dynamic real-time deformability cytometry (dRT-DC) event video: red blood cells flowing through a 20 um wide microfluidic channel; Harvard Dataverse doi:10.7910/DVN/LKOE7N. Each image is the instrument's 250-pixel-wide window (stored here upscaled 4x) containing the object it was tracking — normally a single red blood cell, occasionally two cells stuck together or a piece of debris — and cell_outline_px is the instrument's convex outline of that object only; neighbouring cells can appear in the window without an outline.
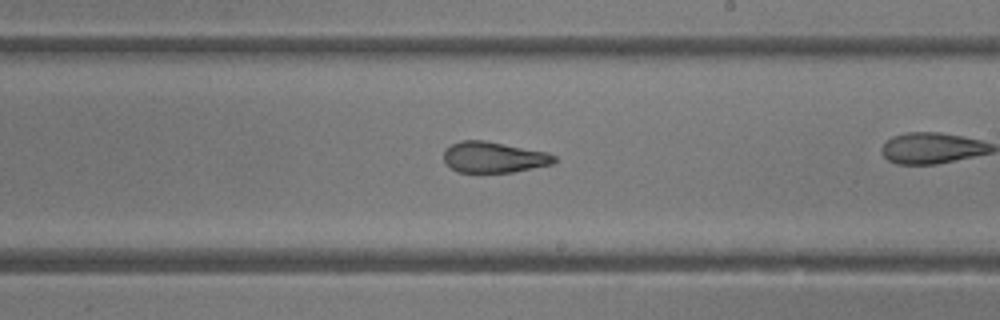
{"species": "common noctule bat (a hibernating species)", "species_latin": "Nyctalus noctula", "temperature_condition": "room temperature", "stored_images_in_passage": 21, "camera_frame_rate_fps": 3000, "um_per_image_px": 0.085, "animal": {"sex": "female"}, "frame": {"image": 1, "passage_image": 12, "time_ms": 3.667, "image_size_px": [1000, 320], "cell_outline_px": [[556, 160], [552, 164], [512, 172], [456, 172], [444, 160], [444, 152], [452, 144], [460, 140], [484, 140], [548, 152], [556, 156]], "centroid_in_image_um": [41.98, 13.36], "position_along_channel_um": 247.0, "area_um2": 19.77}}